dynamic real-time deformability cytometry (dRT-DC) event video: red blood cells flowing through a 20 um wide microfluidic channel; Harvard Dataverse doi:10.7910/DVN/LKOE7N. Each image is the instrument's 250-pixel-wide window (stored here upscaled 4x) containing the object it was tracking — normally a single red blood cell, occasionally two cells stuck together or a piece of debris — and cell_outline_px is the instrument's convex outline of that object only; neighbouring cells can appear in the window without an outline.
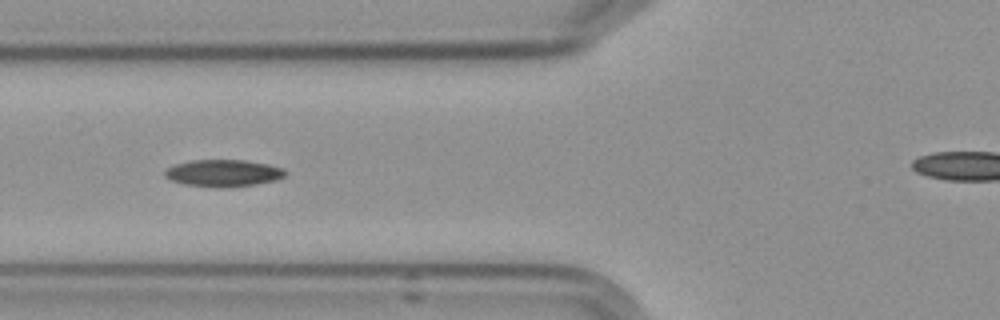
{"species": "Egyptian fruit bat (a non-hibernating species)", "species_latin": "Rousettus aegyptiacus", "temperature_condition": "cold", "stored_images_in_passage": 9, "camera_frame_rate_fps": 3000, "um_per_image_px": 0.085, "frame": {"image": 1, "passage_image": 7, "time_ms": 7.0, "image_size_px": [1000, 320], "cell_outline_px": [[288, 172], [284, 176], [276, 180], [256, 184], [224, 188], [216, 188], [184, 184], [172, 180], [164, 176], [164, 172], [168, 168], [176, 164], [192, 160], [244, 160], [268, 164], [284, 168]], "centroid_in_image_um": [19.01, 14.72], "position_along_channel_um": 106.8, "area_um2": 19.02}}
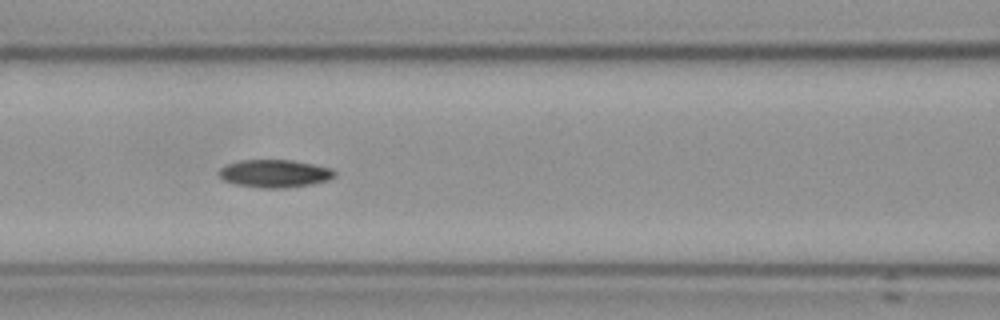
{"frame": {"image": 2, "passage_image": 8, "time_ms": 8.0, "image_size_px": [1000, 320], "cell_outline_px": [[336, 176], [328, 180], [312, 184], [288, 188], [260, 188], [232, 184], [224, 180], [216, 172], [220, 168], [228, 164], [240, 160], [292, 160], [332, 168], [336, 172]], "centroid_in_image_um": [23.34, 14.76], "position_along_channel_um": 143.3, "area_um2": 18.96}}